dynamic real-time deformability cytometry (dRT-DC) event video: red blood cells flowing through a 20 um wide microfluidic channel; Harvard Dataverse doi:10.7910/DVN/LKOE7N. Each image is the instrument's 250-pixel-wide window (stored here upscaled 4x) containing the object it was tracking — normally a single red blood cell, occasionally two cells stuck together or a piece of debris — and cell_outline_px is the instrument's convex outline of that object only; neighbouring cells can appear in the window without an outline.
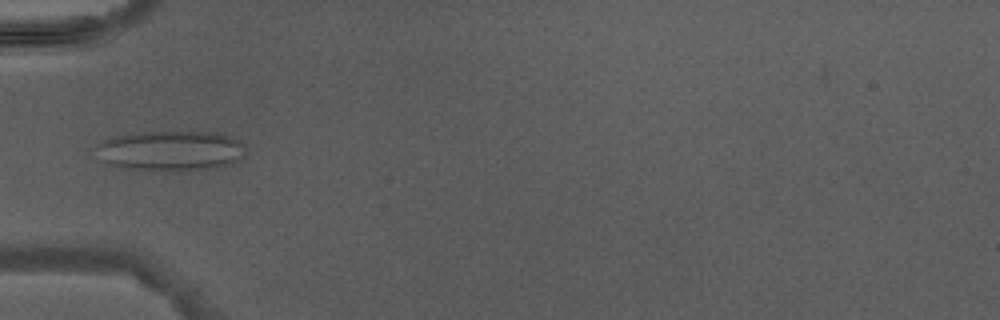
{"species": "Egyptian fruit bat (a non-hibernating species)", "species_latin": "Rousettus aegyptiacus", "temperature_condition": "warm", "stored_images_in_passage": 4, "camera_frame_rate_fps": 3000, "um_per_image_px": 0.085, "animal": {"sex": "male"}, "frame": {"image": 1, "passage_image": 4, "time_ms": 4.0, "image_size_px": [1000, 320], "cell_outline_px": [[248, 152], [232, 164], [216, 168], [176, 172], [168, 172], [132, 168], [108, 164], [92, 148], [96, 144], [104, 140], [116, 136], [144, 132], [224, 132], [240, 140], [244, 144]], "centroid_in_image_um": [14.6, 12.82], "position_along_channel_um": 70.4, "area_um2": 35.66}}